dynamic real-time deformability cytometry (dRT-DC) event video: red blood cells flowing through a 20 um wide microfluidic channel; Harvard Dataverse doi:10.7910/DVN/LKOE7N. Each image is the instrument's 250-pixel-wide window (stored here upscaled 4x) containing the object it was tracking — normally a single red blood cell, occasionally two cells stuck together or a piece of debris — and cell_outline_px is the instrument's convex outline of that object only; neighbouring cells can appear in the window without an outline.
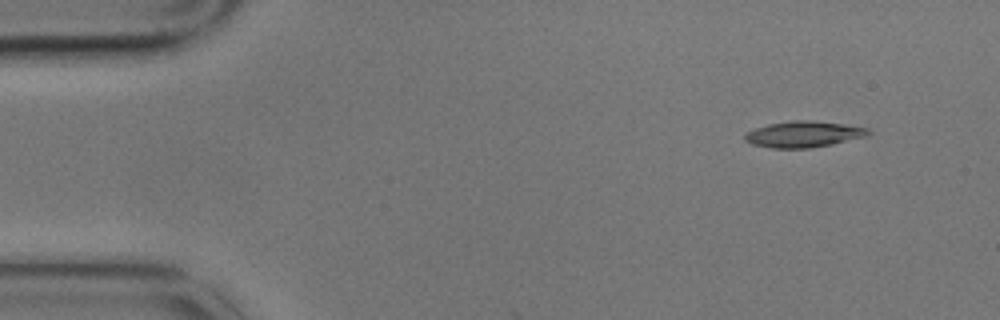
{"species": "common noctule bat (a hibernating species)", "species_latin": "Nyctalus noctula", "temperature_condition": "cold", "stored_images_in_passage": 3, "camera_frame_rate_fps": 3000, "um_per_image_px": 0.085, "animal": {"sex": "male", "body_mass_g": 17.9}, "frame": {"image": 1, "passage_image": 1, "time_ms": 0.0, "image_size_px": [1000, 320], "cell_outline_px": [[872, 132], [868, 136], [832, 144], [808, 148], [772, 148], [752, 144], [744, 140], [744, 136], [748, 132], [756, 128], [768, 124], [792, 120], [808, 120], [844, 124], [868, 128]], "centroid_in_image_um": [68.33, 11.41], "position_along_channel_um": 16.7, "area_um2": 18.73}}
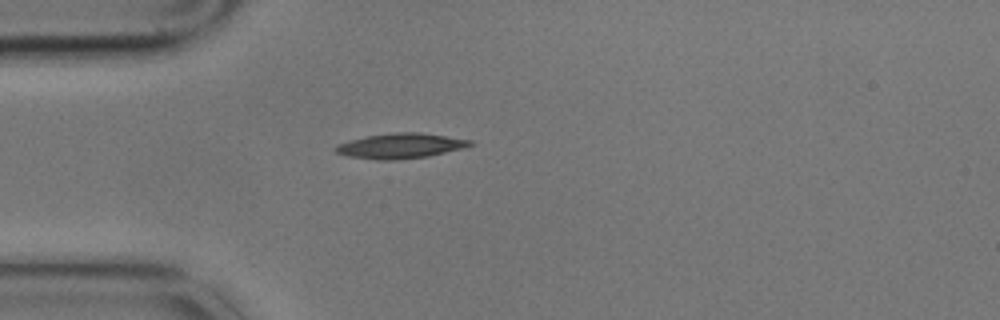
{"frame": {"image": 2, "passage_image": 3, "time_ms": 0.667, "image_size_px": [1000, 320], "cell_outline_px": [[476, 144], [464, 148], [428, 156], [396, 160], [376, 160], [348, 156], [336, 152], [332, 148], [348, 140], [368, 136], [396, 132], [420, 132], [472, 140]], "centroid_in_image_um": [34.07, 12.4], "position_along_channel_um": 50.9, "area_um2": 19.71}}